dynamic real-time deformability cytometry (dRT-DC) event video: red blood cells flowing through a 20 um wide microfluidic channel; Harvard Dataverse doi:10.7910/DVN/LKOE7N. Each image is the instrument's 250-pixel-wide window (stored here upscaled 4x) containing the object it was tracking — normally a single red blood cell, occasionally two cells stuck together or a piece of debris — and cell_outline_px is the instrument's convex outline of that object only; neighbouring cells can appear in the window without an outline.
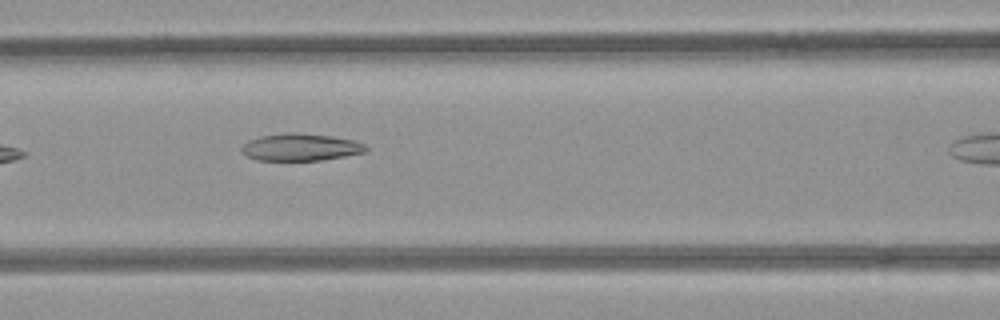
{"species": "common noctule bat (a hibernating species)", "species_latin": "Nyctalus noctula", "temperature_condition": "room temperature", "stored_images_in_passage": 4, "camera_frame_rate_fps": 3000, "um_per_image_px": 0.085, "animal": {"sex": "female", "body_mass_g": 21.9}, "frame": {"image": 1, "passage_image": 3, "time_ms": 0.667, "image_size_px": [1000, 320], "cell_outline_px": [[368, 148], [364, 152], [344, 156], [320, 160], [256, 160], [248, 156], [240, 148], [248, 140], [260, 136], [292, 132], [296, 132], [332, 136], [352, 140], [364, 144]], "centroid_in_image_um": [25.53, 12.5], "position_along_channel_um": 141.1, "area_um2": 19.48}}